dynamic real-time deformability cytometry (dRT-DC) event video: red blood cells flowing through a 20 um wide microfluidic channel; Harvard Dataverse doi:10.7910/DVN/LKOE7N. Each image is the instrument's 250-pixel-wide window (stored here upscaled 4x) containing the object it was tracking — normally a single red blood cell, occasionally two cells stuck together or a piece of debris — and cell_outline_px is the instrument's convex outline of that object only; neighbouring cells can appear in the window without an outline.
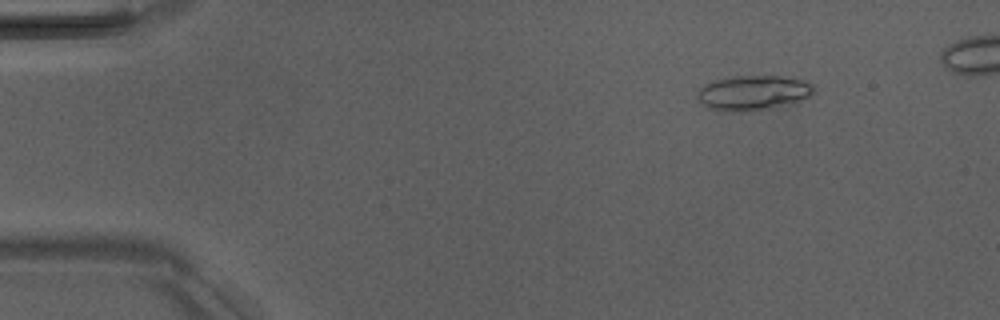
{"species": "Egyptian fruit bat (a non-hibernating species)", "species_latin": "Rousettus aegyptiacus", "temperature_condition": "room temperature", "stored_images_in_passage": 6, "camera_frame_rate_fps": 3000, "um_per_image_px": 0.085, "animal": {"sex": "male"}, "frame": {"image": 1, "passage_image": 2, "time_ms": 1.333, "image_size_px": [1000, 320], "cell_outline_px": [[812, 96], [796, 104], [740, 112], [708, 108], [696, 96], [696, 92], [704, 84], [716, 80], [736, 76], [780, 76], [800, 80], [812, 84]], "centroid_in_image_um": [64.04, 7.89], "position_along_channel_um": 21.0, "area_um2": 23.52}}